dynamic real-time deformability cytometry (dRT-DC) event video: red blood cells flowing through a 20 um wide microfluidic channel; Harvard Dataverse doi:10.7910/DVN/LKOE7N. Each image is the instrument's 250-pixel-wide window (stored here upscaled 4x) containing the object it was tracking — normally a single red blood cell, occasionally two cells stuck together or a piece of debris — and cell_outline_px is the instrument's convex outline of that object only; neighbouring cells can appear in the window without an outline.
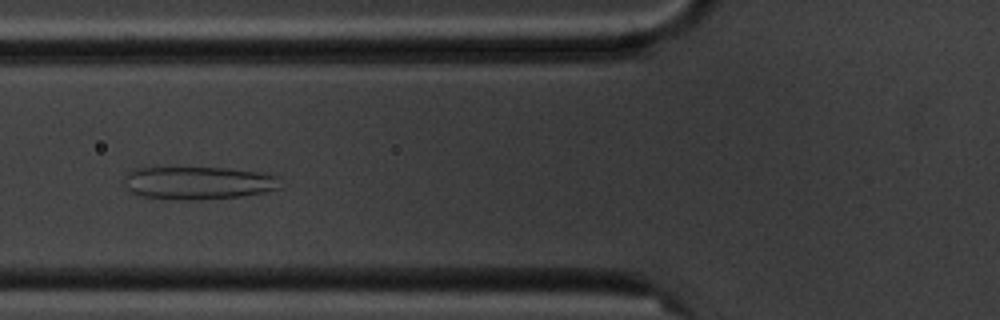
{"species": "common noctule bat (a hibernating species)", "species_latin": "Nyctalus noctula", "temperature_condition": "cold", "stored_images_in_passage": 6, "camera_frame_rate_fps": 3000, "um_per_image_px": 0.085, "animal": {"sex": "male", "body_mass_g": 20.1, "forearm_length_mm": 53.5}, "frame": {"image": 1, "passage_image": 5, "time_ms": 5.0, "image_size_px": [1000, 320], "cell_outline_px": [[288, 184], [280, 188], [264, 192], [244, 196], [192, 200], [140, 196], [124, 188], [124, 176], [128, 168], [156, 164], [228, 168], [256, 172], [276, 176]], "centroid_in_image_um": [16.75, 15.48], "position_along_channel_um": 109.0, "area_um2": 31.67}}